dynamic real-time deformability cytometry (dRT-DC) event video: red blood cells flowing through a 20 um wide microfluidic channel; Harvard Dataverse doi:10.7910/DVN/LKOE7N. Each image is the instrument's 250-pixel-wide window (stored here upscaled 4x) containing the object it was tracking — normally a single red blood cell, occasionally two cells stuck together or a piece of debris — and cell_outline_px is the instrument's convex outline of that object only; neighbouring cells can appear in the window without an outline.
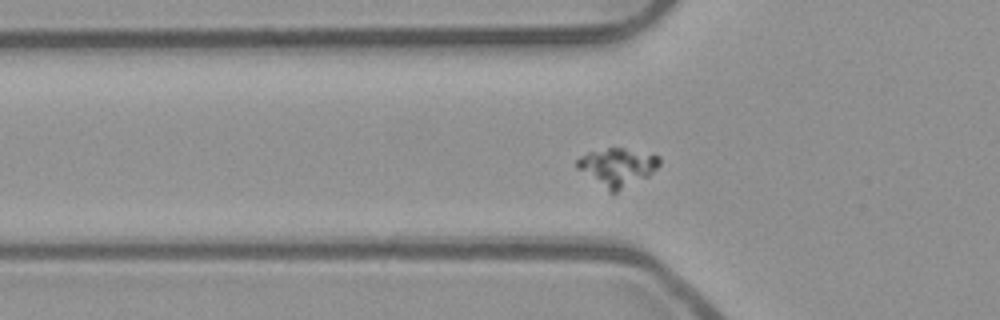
{"species": "common noctule bat (a hibernating species)", "species_latin": "Nyctalus noctula", "temperature_condition": "room temperature", "stored_images_in_passage": 43, "camera_frame_rate_fps": 3000, "um_per_image_px": 0.085, "animal": {"sex": "male", "body_mass_g": 23.1, "forearm_length_mm": 52.7}, "frame": {"image": 1, "passage_image": 7, "time_ms": 2.0, "image_size_px": [1000, 320], "cell_outline_px": [[660, 164], [648, 176], [616, 192], [612, 192], [576, 168], [576, 160], [580, 156], [588, 152], [608, 148], [624, 148], [660, 156]], "centroid_in_image_um": [52.47, 14.18], "position_along_channel_um": 73.3, "area_um2": 17.86}}
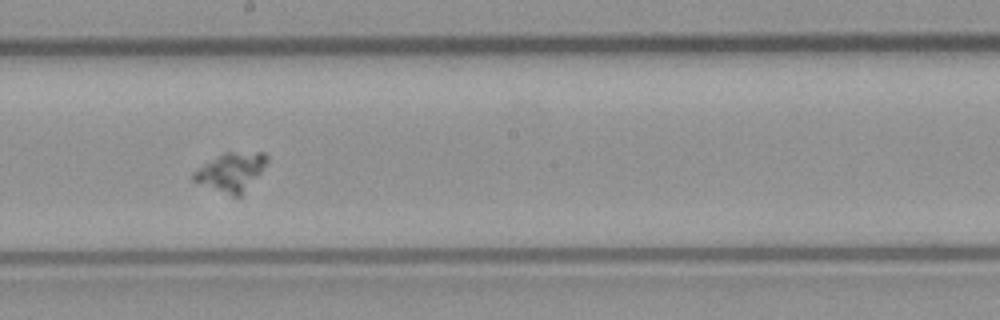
{"frame": {"image": 2, "passage_image": 19, "time_ms": 6.0, "image_size_px": [1000, 320], "cell_outline_px": [[268, 160], [260, 172], [240, 196], [232, 196], [192, 180], [192, 172], [204, 164], [224, 152], [264, 152], [268, 156]], "centroid_in_image_um": [19.64, 14.59], "position_along_channel_um": 228.6, "area_um2": 16.07}}
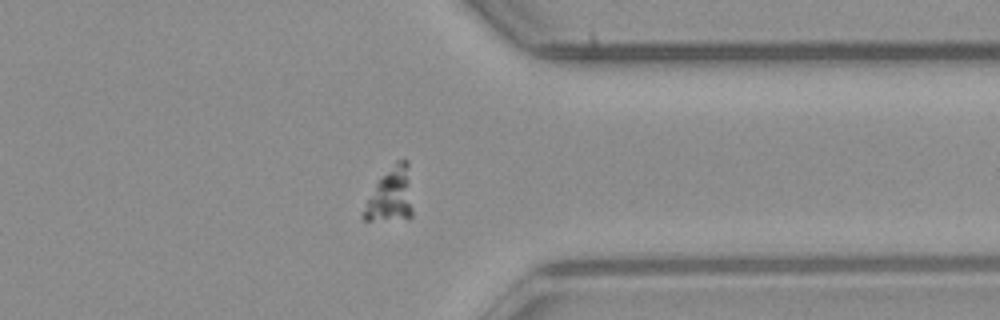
{"frame": {"image": 3, "passage_image": 31, "time_ms": 10.0, "image_size_px": [1000, 320], "cell_outline_px": [[412, 216], [408, 220], [364, 220], [364, 212], [368, 200], [376, 184], [396, 160], [408, 160], [412, 208]], "centroid_in_image_um": [33.27, 16.6], "position_along_channel_um": 378.1, "area_um2": 15.14}}